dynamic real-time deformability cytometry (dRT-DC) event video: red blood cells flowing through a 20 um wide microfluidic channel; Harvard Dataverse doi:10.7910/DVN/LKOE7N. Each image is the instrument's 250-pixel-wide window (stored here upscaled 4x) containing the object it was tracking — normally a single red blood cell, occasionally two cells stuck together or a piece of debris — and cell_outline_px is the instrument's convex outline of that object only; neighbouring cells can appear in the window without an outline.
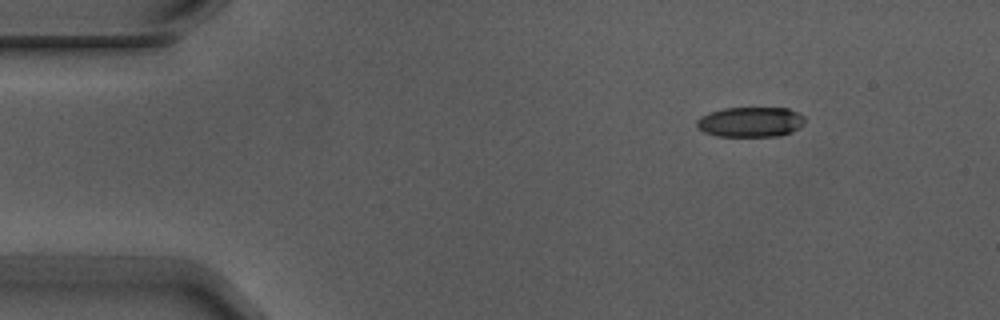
{"species": "Egyptian fruit bat (a non-hibernating species)", "species_latin": "Rousettus aegyptiacus", "temperature_condition": "warm", "stored_images_in_passage": 3, "camera_frame_rate_fps": 3000, "um_per_image_px": 0.085, "animal": {"sex": "male"}, "frame": {"image": 1, "passage_image": 1, "time_ms": 0.0, "image_size_px": [1000, 320], "cell_outline_px": [[804, 124], [800, 128], [792, 132], [780, 136], [716, 136], [704, 132], [696, 124], [696, 120], [700, 116], [724, 108], [788, 108], [804, 116]], "centroid_in_image_um": [63.82, 10.37], "position_along_channel_um": 21.2, "area_um2": 18.96}}